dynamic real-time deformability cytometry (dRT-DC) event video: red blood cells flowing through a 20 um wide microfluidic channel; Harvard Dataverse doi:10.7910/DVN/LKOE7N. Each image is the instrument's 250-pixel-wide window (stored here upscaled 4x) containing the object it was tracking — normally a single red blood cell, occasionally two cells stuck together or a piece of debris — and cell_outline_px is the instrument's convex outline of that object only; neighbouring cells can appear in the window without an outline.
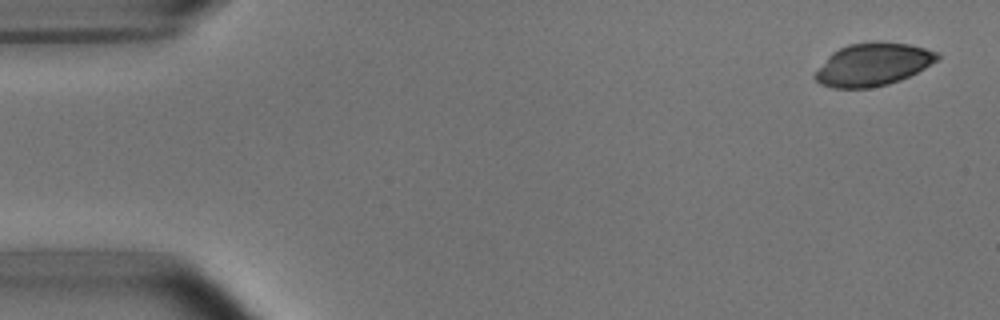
{"species": "common noctule bat (a hibernating species)", "species_latin": "Nyctalus noctula", "temperature_condition": "room temperature", "stored_images_in_passage": 6, "camera_frame_rate_fps": 3000, "um_per_image_px": 0.085, "animal": {"sex": "male", "body_mass_g": 15.6}, "frame": {"image": 1, "passage_image": 1, "time_ms": 0.0, "image_size_px": [1000, 320], "cell_outline_px": [[940, 56], [936, 60], [924, 68], [900, 80], [888, 84], [868, 88], [832, 88], [820, 84], [812, 76], [828, 56], [832, 52], [848, 44], [872, 40], [908, 44], [924, 48], [936, 52]], "centroid_in_image_um": [74.15, 5.47], "position_along_channel_um": 10.9, "area_um2": 30.4}}